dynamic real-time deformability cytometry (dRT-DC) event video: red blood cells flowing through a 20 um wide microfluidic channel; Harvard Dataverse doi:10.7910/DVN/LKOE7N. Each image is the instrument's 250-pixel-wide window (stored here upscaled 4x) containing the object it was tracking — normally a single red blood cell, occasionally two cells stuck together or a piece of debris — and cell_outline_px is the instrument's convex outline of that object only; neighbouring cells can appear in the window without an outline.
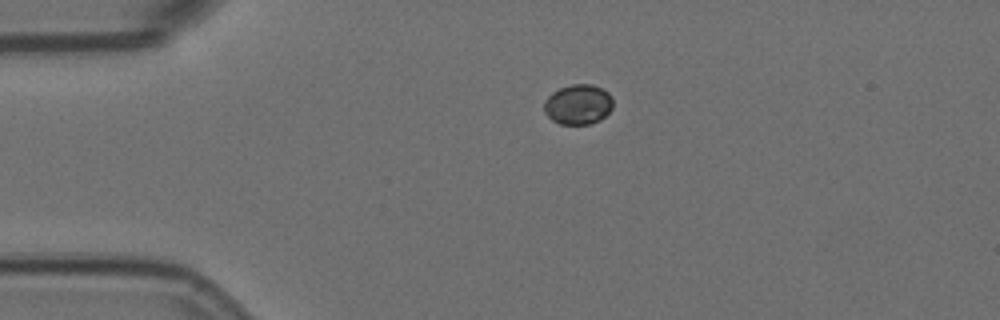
{"species": "Egyptian fruit bat (a non-hibernating species)", "species_latin": "Rousettus aegyptiacus", "temperature_condition": "room temperature", "stored_images_in_passage": 2, "camera_frame_rate_fps": 3000, "um_per_image_px": 0.085, "animal": {"sex": "female"}, "frame": {"image": 1, "passage_image": 1, "time_ms": 0.0, "image_size_px": [1000, 320], "cell_outline_px": [[612, 108], [600, 120], [588, 124], [560, 124], [552, 120], [544, 112], [544, 100], [552, 92], [560, 88], [572, 84], [592, 84], [604, 88], [612, 96]], "centroid_in_image_um": [49.14, 8.86], "position_along_channel_um": 35.9, "area_um2": 16.18}}